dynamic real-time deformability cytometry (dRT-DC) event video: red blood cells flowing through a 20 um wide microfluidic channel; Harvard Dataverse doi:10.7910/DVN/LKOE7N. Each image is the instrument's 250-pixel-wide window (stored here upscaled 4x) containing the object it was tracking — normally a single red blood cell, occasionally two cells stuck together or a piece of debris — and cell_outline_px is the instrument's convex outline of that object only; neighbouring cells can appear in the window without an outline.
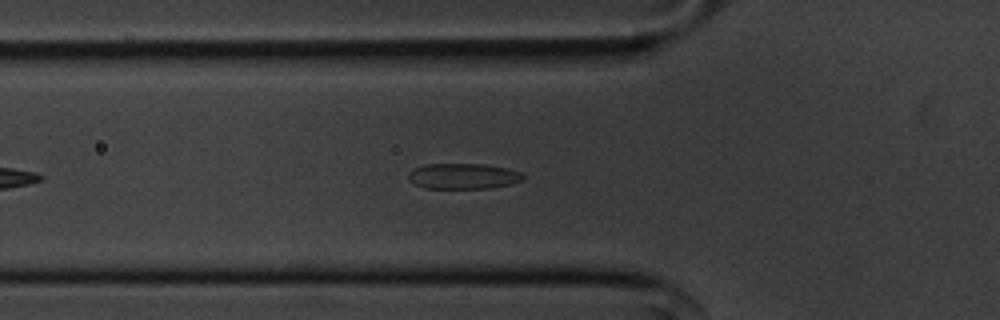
{"species": "common noctule bat (a hibernating species)", "species_latin": "Nyctalus noctula", "temperature_condition": "cold", "stored_images_in_passage": 45, "camera_frame_rate_fps": 3000, "um_per_image_px": 0.085, "animal": {"sex": "male", "body_mass_g": 20.1, "forearm_length_mm": 53.5}, "frame": {"image": 1, "passage_image": 9, "time_ms": 2.667, "image_size_px": [1000, 320], "cell_outline_px": [[524, 180], [492, 188], [424, 188], [412, 184], [408, 180], [408, 172], [424, 164], [484, 164], [504, 168], [520, 172], [524, 176]], "centroid_in_image_um": [39.32, 14.98], "position_along_channel_um": 86.5, "area_um2": 17.11}}
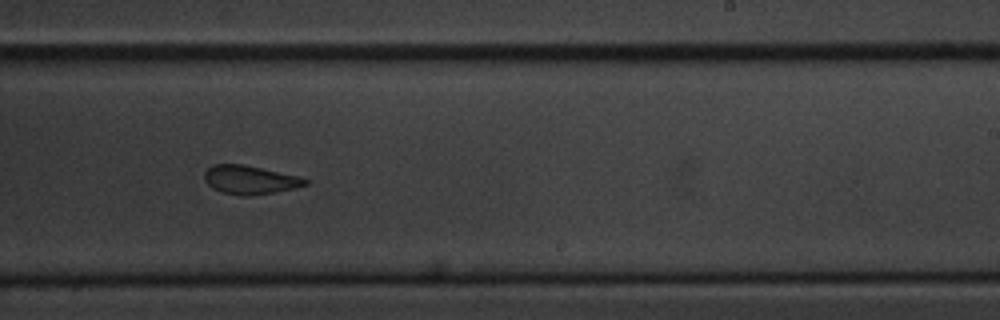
{"frame": {"image": 2, "passage_image": 24, "time_ms": 7.667, "image_size_px": [1000, 320], "cell_outline_px": [[308, 184], [276, 192], [252, 196], [248, 196], [220, 192], [212, 188], [204, 180], [204, 172], [212, 164], [244, 164], [300, 176], [308, 180]], "centroid_in_image_um": [21.23, 15.28], "position_along_channel_um": 267.8, "area_um2": 16.94}}
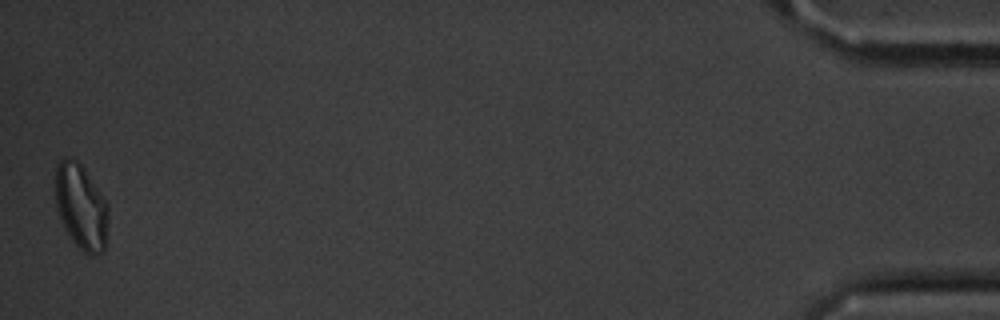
{"frame": {"image": 3, "passage_image": 45, "time_ms": 14.667, "image_size_px": [1000, 320], "cell_outline_px": [[108, 224], [104, 252], [96, 256], [88, 256], [72, 240], [64, 228], [56, 208], [52, 188], [56, 168], [60, 160], [68, 156], [76, 160], [84, 168], [108, 204]], "centroid_in_image_um": [6.86, 17.58], "position_along_channel_um": 428.3, "area_um2": 26.99}, "authors_computed_cell_mechanics": {"area_um2": 17.8602, "velocity_mm_per_s": 3.6142, "shape_relaxation_time_tau1_ms": 4.699, "shape_relaxation_time_tau2_ms": 2.091, "deformation_change_tau1": 0.1104, "deformation_change_tau2": 0.089}}